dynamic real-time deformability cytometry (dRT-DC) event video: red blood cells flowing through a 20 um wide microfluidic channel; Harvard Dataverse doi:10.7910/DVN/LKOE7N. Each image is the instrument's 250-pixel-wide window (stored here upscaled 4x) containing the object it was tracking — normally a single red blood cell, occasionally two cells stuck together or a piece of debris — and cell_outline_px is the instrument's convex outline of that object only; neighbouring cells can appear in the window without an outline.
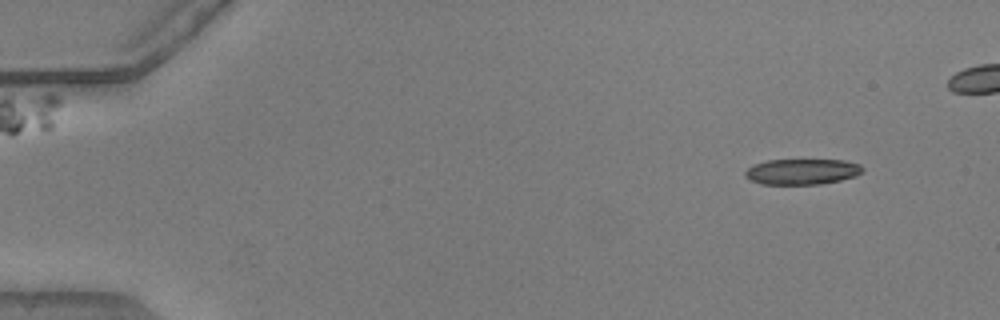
{"species": "common noctule bat (a hibernating species)", "species_latin": "Nyctalus noctula", "temperature_condition": "warm", "stored_images_in_passage": 51, "camera_frame_rate_fps": 3000, "um_per_image_px": 0.085, "animal": {"sex": "male", "body_mass_g": 20.5, "forearm_length_mm": 52.5}, "frame": {"image": 1, "passage_image": 6, "time_ms": 1.667, "image_size_px": [1000, 320], "cell_outline_px": [[864, 168], [856, 176], [840, 180], [820, 184], [760, 184], [744, 176], [744, 172], [752, 164], [768, 160], [844, 160], [860, 164]], "centroid_in_image_um": [68.15, 14.58], "position_along_channel_um": 16.8, "area_um2": 17.57}}
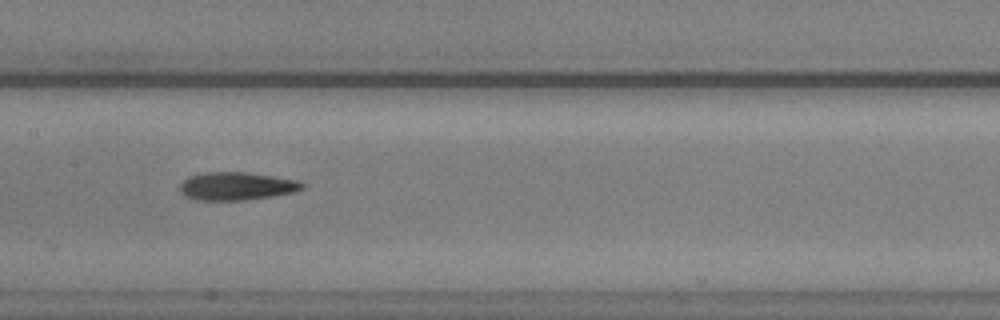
{"frame": {"image": 2, "passage_image": 28, "time_ms": 9.0, "image_size_px": [1000, 320], "cell_outline_px": [[304, 188], [292, 192], [272, 196], [244, 200], [196, 200], [184, 196], [180, 192], [180, 184], [188, 176], [204, 172], [244, 172], [272, 176], [296, 180], [304, 184]], "centroid_in_image_um": [20.05, 15.82], "position_along_channel_um": 187.4, "area_um2": 19.88}}
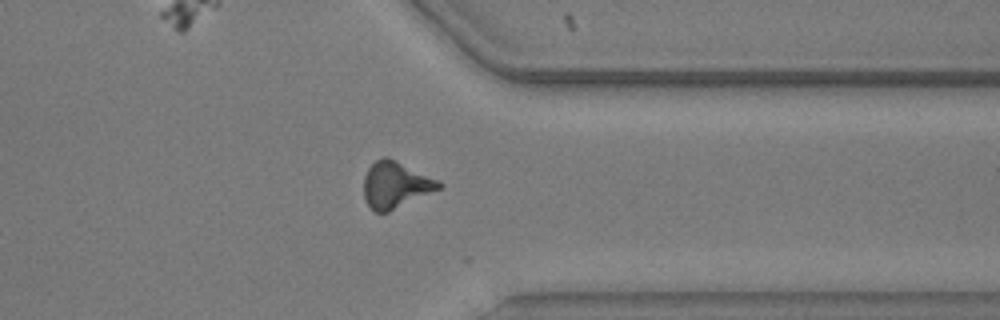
{"frame": {"image": 3, "passage_image": 43, "time_ms": 14.0, "image_size_px": [1000, 320], "cell_outline_px": [[444, 188], [388, 212], [372, 212], [364, 196], [364, 176], [368, 168], [376, 160], [384, 156], [388, 156], [440, 180], [444, 184]], "centroid_in_image_um": [33.67, 15.71], "position_along_channel_um": 377.7, "area_um2": 20.75}, "authors_computed_cell_mechanics": {"area_um2": 19.4208, "velocity_mm_per_s": 3.8756, "shape_relaxation_time_tau1_ms": 3.8716, "shape_relaxation_time_tau2_ms": 4.8696, "deformation_change_tau1": 0.1694, "deformation_change_tau2": 0.1562}}